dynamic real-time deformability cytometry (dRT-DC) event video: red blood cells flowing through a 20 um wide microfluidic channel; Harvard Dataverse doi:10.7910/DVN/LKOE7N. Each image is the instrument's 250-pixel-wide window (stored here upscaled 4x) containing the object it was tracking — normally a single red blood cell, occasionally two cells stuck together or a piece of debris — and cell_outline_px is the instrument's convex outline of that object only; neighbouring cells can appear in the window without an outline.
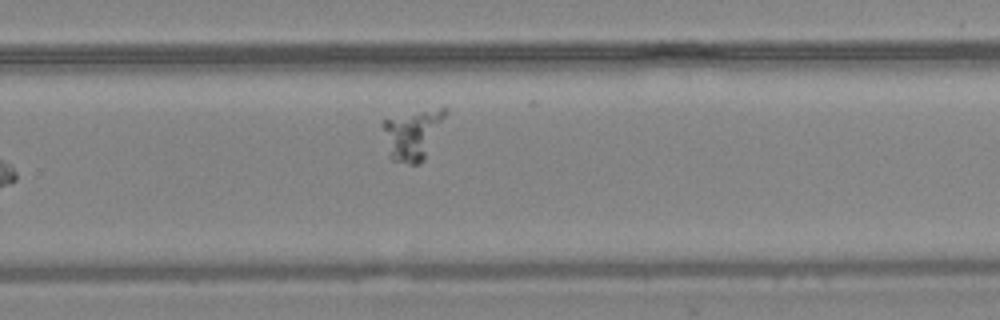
{"species": "common noctule bat (a hibernating species)", "species_latin": "Nyctalus noctula", "temperature_condition": "warm", "stored_images_in_passage": 9, "camera_frame_rate_fps": 3000, "um_per_image_px": 0.085, "animal": {"sex": "female", "body_mass_g": 24.6, "forearm_length_mm": 56.2}, "frame": {"image": 1, "passage_image": 9, "time_ms": 2.667, "image_size_px": [1000, 320], "cell_outline_px": [[448, 108], [424, 160], [420, 164], [408, 164], [392, 160], [380, 124], [380, 120], [444, 104]], "centroid_in_image_um": [35.06, 11.36], "position_along_channel_um": 294.7, "area_um2": 18.32}}